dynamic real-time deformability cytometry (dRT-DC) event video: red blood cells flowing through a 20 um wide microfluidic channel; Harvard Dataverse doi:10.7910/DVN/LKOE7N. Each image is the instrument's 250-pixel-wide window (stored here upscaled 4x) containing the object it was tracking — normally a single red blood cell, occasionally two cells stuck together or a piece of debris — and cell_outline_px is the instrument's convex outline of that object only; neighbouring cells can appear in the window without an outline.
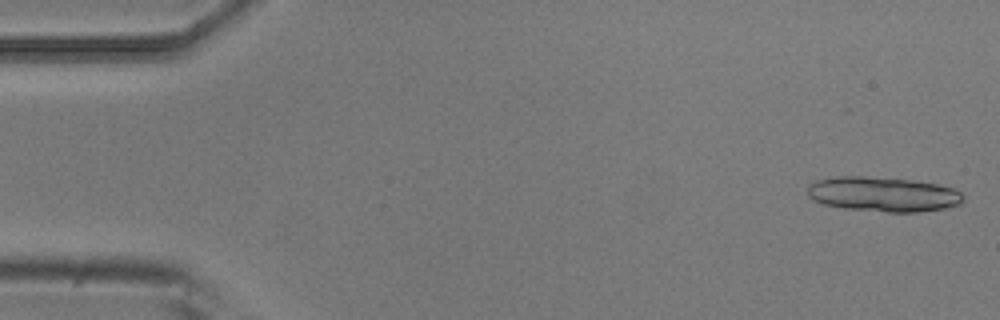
{"species": "common noctule bat (a hibernating species)", "species_latin": "Nyctalus noctula", "temperature_condition": "room temperature", "stored_images_in_passage": 6, "segment_of_instrument_passage": [1, 2], "camera_frame_rate_fps": 3000, "um_per_image_px": 0.085, "animal": {"sex": "male", "body_mass_g": 20.5, "forearm_length_mm": 52.5}, "frame": {"image": 1, "passage_image": 1, "time_ms": 0.0, "image_size_px": [1000, 320], "cell_outline_px": [[964, 200], [960, 204], [944, 208], [920, 212], [888, 212], [844, 208], [824, 204], [812, 200], [808, 196], [808, 184], [812, 180], [840, 176], [860, 176], [916, 180], [936, 184], [952, 188], [960, 192], [964, 196]], "centroid_in_image_um": [75.04, 16.5], "position_along_channel_um": 10.0, "area_um2": 31.73}}